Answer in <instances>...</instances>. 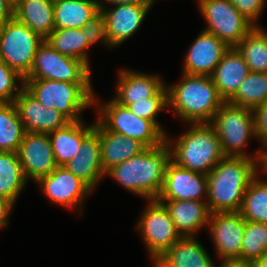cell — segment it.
I'll return each instance as SVG.
<instances>
[{"mask_svg":"<svg viewBox=\"0 0 267 267\" xmlns=\"http://www.w3.org/2000/svg\"><path fill=\"white\" fill-rule=\"evenodd\" d=\"M26 182L17 152L0 151V196L15 203Z\"/></svg>","mask_w":267,"mask_h":267,"instance_id":"obj_28","label":"cell"},{"mask_svg":"<svg viewBox=\"0 0 267 267\" xmlns=\"http://www.w3.org/2000/svg\"><path fill=\"white\" fill-rule=\"evenodd\" d=\"M267 253V224L246 221L240 260L253 263Z\"/></svg>","mask_w":267,"mask_h":267,"instance_id":"obj_34","label":"cell"},{"mask_svg":"<svg viewBox=\"0 0 267 267\" xmlns=\"http://www.w3.org/2000/svg\"><path fill=\"white\" fill-rule=\"evenodd\" d=\"M64 167L92 190L97 185L96 183L105 176L99 133L95 128L82 140L78 154Z\"/></svg>","mask_w":267,"mask_h":267,"instance_id":"obj_19","label":"cell"},{"mask_svg":"<svg viewBox=\"0 0 267 267\" xmlns=\"http://www.w3.org/2000/svg\"><path fill=\"white\" fill-rule=\"evenodd\" d=\"M190 127L173 142L166 137L171 160L182 168L207 175L225 157L219 138L210 123H191Z\"/></svg>","mask_w":267,"mask_h":267,"instance_id":"obj_4","label":"cell"},{"mask_svg":"<svg viewBox=\"0 0 267 267\" xmlns=\"http://www.w3.org/2000/svg\"><path fill=\"white\" fill-rule=\"evenodd\" d=\"M195 236L181 237L155 262V267H215Z\"/></svg>","mask_w":267,"mask_h":267,"instance_id":"obj_24","label":"cell"},{"mask_svg":"<svg viewBox=\"0 0 267 267\" xmlns=\"http://www.w3.org/2000/svg\"><path fill=\"white\" fill-rule=\"evenodd\" d=\"M83 34L90 46L100 40L104 45L108 46L105 34V21L101 10L85 24Z\"/></svg>","mask_w":267,"mask_h":267,"instance_id":"obj_37","label":"cell"},{"mask_svg":"<svg viewBox=\"0 0 267 267\" xmlns=\"http://www.w3.org/2000/svg\"><path fill=\"white\" fill-rule=\"evenodd\" d=\"M111 5L119 4H148V0H105Z\"/></svg>","mask_w":267,"mask_h":267,"instance_id":"obj_43","label":"cell"},{"mask_svg":"<svg viewBox=\"0 0 267 267\" xmlns=\"http://www.w3.org/2000/svg\"><path fill=\"white\" fill-rule=\"evenodd\" d=\"M94 129L83 120L70 122L64 128L48 133L57 166H65L79 152L82 140Z\"/></svg>","mask_w":267,"mask_h":267,"instance_id":"obj_25","label":"cell"},{"mask_svg":"<svg viewBox=\"0 0 267 267\" xmlns=\"http://www.w3.org/2000/svg\"><path fill=\"white\" fill-rule=\"evenodd\" d=\"M229 48L214 34L202 30L189 47L184 62V73L211 76Z\"/></svg>","mask_w":267,"mask_h":267,"instance_id":"obj_18","label":"cell"},{"mask_svg":"<svg viewBox=\"0 0 267 267\" xmlns=\"http://www.w3.org/2000/svg\"><path fill=\"white\" fill-rule=\"evenodd\" d=\"M116 97L113 100L127 107L131 103L153 97L165 84L158 75L122 69L119 72Z\"/></svg>","mask_w":267,"mask_h":267,"instance_id":"obj_21","label":"cell"},{"mask_svg":"<svg viewBox=\"0 0 267 267\" xmlns=\"http://www.w3.org/2000/svg\"><path fill=\"white\" fill-rule=\"evenodd\" d=\"M168 106L166 84L150 98L129 104L127 107L138 117L153 121L165 134L166 131L159 124L155 116Z\"/></svg>","mask_w":267,"mask_h":267,"instance_id":"obj_35","label":"cell"},{"mask_svg":"<svg viewBox=\"0 0 267 267\" xmlns=\"http://www.w3.org/2000/svg\"><path fill=\"white\" fill-rule=\"evenodd\" d=\"M267 148V147H266ZM264 148L263 150H261V158L259 163L261 164V167L263 166V170L262 172H265V174H267V149Z\"/></svg>","mask_w":267,"mask_h":267,"instance_id":"obj_44","label":"cell"},{"mask_svg":"<svg viewBox=\"0 0 267 267\" xmlns=\"http://www.w3.org/2000/svg\"><path fill=\"white\" fill-rule=\"evenodd\" d=\"M17 154L27 181L37 182L57 167L48 133L26 132Z\"/></svg>","mask_w":267,"mask_h":267,"instance_id":"obj_14","label":"cell"},{"mask_svg":"<svg viewBox=\"0 0 267 267\" xmlns=\"http://www.w3.org/2000/svg\"><path fill=\"white\" fill-rule=\"evenodd\" d=\"M14 17L44 39L55 29L53 0H16Z\"/></svg>","mask_w":267,"mask_h":267,"instance_id":"obj_26","label":"cell"},{"mask_svg":"<svg viewBox=\"0 0 267 267\" xmlns=\"http://www.w3.org/2000/svg\"><path fill=\"white\" fill-rule=\"evenodd\" d=\"M182 75L179 83L167 87L168 105L186 123H210L225 100L211 76Z\"/></svg>","mask_w":267,"mask_h":267,"instance_id":"obj_3","label":"cell"},{"mask_svg":"<svg viewBox=\"0 0 267 267\" xmlns=\"http://www.w3.org/2000/svg\"><path fill=\"white\" fill-rule=\"evenodd\" d=\"M24 88L47 108H54L70 122L82 120L80 113L98 103L92 84L47 79H24Z\"/></svg>","mask_w":267,"mask_h":267,"instance_id":"obj_5","label":"cell"},{"mask_svg":"<svg viewBox=\"0 0 267 267\" xmlns=\"http://www.w3.org/2000/svg\"><path fill=\"white\" fill-rule=\"evenodd\" d=\"M14 203L9 199L0 196V228L8 225L9 214L12 211Z\"/></svg>","mask_w":267,"mask_h":267,"instance_id":"obj_41","label":"cell"},{"mask_svg":"<svg viewBox=\"0 0 267 267\" xmlns=\"http://www.w3.org/2000/svg\"><path fill=\"white\" fill-rule=\"evenodd\" d=\"M210 124L216 131L225 156L261 158L260 150L253 157L244 151L249 139L252 136L256 137L253 109L225 102L215 113Z\"/></svg>","mask_w":267,"mask_h":267,"instance_id":"obj_6","label":"cell"},{"mask_svg":"<svg viewBox=\"0 0 267 267\" xmlns=\"http://www.w3.org/2000/svg\"><path fill=\"white\" fill-rule=\"evenodd\" d=\"M154 0H148V4H149V6H150V8L152 7V5L154 4Z\"/></svg>","mask_w":267,"mask_h":267,"instance_id":"obj_46","label":"cell"},{"mask_svg":"<svg viewBox=\"0 0 267 267\" xmlns=\"http://www.w3.org/2000/svg\"><path fill=\"white\" fill-rule=\"evenodd\" d=\"M240 107L254 109L267 102V73L249 72L236 93L227 101Z\"/></svg>","mask_w":267,"mask_h":267,"instance_id":"obj_32","label":"cell"},{"mask_svg":"<svg viewBox=\"0 0 267 267\" xmlns=\"http://www.w3.org/2000/svg\"><path fill=\"white\" fill-rule=\"evenodd\" d=\"M97 120L109 131L138 140L146 148L166 142L165 134L153 121L136 116L128 107L113 99L99 106Z\"/></svg>","mask_w":267,"mask_h":267,"instance_id":"obj_8","label":"cell"},{"mask_svg":"<svg viewBox=\"0 0 267 267\" xmlns=\"http://www.w3.org/2000/svg\"><path fill=\"white\" fill-rule=\"evenodd\" d=\"M219 267H253V265L250 262L241 261L238 259H231V260H221Z\"/></svg>","mask_w":267,"mask_h":267,"instance_id":"obj_42","label":"cell"},{"mask_svg":"<svg viewBox=\"0 0 267 267\" xmlns=\"http://www.w3.org/2000/svg\"><path fill=\"white\" fill-rule=\"evenodd\" d=\"M260 159L225 156L207 176L211 213L239 212L249 182L258 174Z\"/></svg>","mask_w":267,"mask_h":267,"instance_id":"obj_1","label":"cell"},{"mask_svg":"<svg viewBox=\"0 0 267 267\" xmlns=\"http://www.w3.org/2000/svg\"><path fill=\"white\" fill-rule=\"evenodd\" d=\"M25 133L15 103H0V151L17 152Z\"/></svg>","mask_w":267,"mask_h":267,"instance_id":"obj_31","label":"cell"},{"mask_svg":"<svg viewBox=\"0 0 267 267\" xmlns=\"http://www.w3.org/2000/svg\"><path fill=\"white\" fill-rule=\"evenodd\" d=\"M14 17V1L0 0V28Z\"/></svg>","mask_w":267,"mask_h":267,"instance_id":"obj_40","label":"cell"},{"mask_svg":"<svg viewBox=\"0 0 267 267\" xmlns=\"http://www.w3.org/2000/svg\"><path fill=\"white\" fill-rule=\"evenodd\" d=\"M37 184L48 199L64 207H81L87 194L92 191L64 166H57L49 175L40 178Z\"/></svg>","mask_w":267,"mask_h":267,"instance_id":"obj_16","label":"cell"},{"mask_svg":"<svg viewBox=\"0 0 267 267\" xmlns=\"http://www.w3.org/2000/svg\"><path fill=\"white\" fill-rule=\"evenodd\" d=\"M198 8L207 22L204 31L229 47H235L255 27L229 0H198Z\"/></svg>","mask_w":267,"mask_h":267,"instance_id":"obj_10","label":"cell"},{"mask_svg":"<svg viewBox=\"0 0 267 267\" xmlns=\"http://www.w3.org/2000/svg\"><path fill=\"white\" fill-rule=\"evenodd\" d=\"M14 103L26 132L49 133L70 123L62 113L54 108L45 107L24 87Z\"/></svg>","mask_w":267,"mask_h":267,"instance_id":"obj_17","label":"cell"},{"mask_svg":"<svg viewBox=\"0 0 267 267\" xmlns=\"http://www.w3.org/2000/svg\"><path fill=\"white\" fill-rule=\"evenodd\" d=\"M98 2L104 16L106 41L111 48L134 35L150 10L149 4H119L106 9L102 1Z\"/></svg>","mask_w":267,"mask_h":267,"instance_id":"obj_12","label":"cell"},{"mask_svg":"<svg viewBox=\"0 0 267 267\" xmlns=\"http://www.w3.org/2000/svg\"><path fill=\"white\" fill-rule=\"evenodd\" d=\"M94 128L99 133L102 167L105 173L146 148L138 140L107 130L98 120Z\"/></svg>","mask_w":267,"mask_h":267,"instance_id":"obj_22","label":"cell"},{"mask_svg":"<svg viewBox=\"0 0 267 267\" xmlns=\"http://www.w3.org/2000/svg\"><path fill=\"white\" fill-rule=\"evenodd\" d=\"M24 79L91 84V70L83 61L60 54L44 40L34 56L30 73Z\"/></svg>","mask_w":267,"mask_h":267,"instance_id":"obj_9","label":"cell"},{"mask_svg":"<svg viewBox=\"0 0 267 267\" xmlns=\"http://www.w3.org/2000/svg\"><path fill=\"white\" fill-rule=\"evenodd\" d=\"M207 176L182 168L170 160L166 167L164 184L158 201L170 200H197L203 194L207 196Z\"/></svg>","mask_w":267,"mask_h":267,"instance_id":"obj_15","label":"cell"},{"mask_svg":"<svg viewBox=\"0 0 267 267\" xmlns=\"http://www.w3.org/2000/svg\"><path fill=\"white\" fill-rule=\"evenodd\" d=\"M249 72L242 55L235 47H230L216 66L211 78L220 96L227 102Z\"/></svg>","mask_w":267,"mask_h":267,"instance_id":"obj_23","label":"cell"},{"mask_svg":"<svg viewBox=\"0 0 267 267\" xmlns=\"http://www.w3.org/2000/svg\"><path fill=\"white\" fill-rule=\"evenodd\" d=\"M245 220L239 212H214L209 219L216 254L221 260H240Z\"/></svg>","mask_w":267,"mask_h":267,"instance_id":"obj_13","label":"cell"},{"mask_svg":"<svg viewBox=\"0 0 267 267\" xmlns=\"http://www.w3.org/2000/svg\"><path fill=\"white\" fill-rule=\"evenodd\" d=\"M148 201V206L136 227L140 230L148 253L155 262L181 238V235L177 232L165 206L157 199Z\"/></svg>","mask_w":267,"mask_h":267,"instance_id":"obj_11","label":"cell"},{"mask_svg":"<svg viewBox=\"0 0 267 267\" xmlns=\"http://www.w3.org/2000/svg\"><path fill=\"white\" fill-rule=\"evenodd\" d=\"M255 135L262 143V147H267V102L253 109Z\"/></svg>","mask_w":267,"mask_h":267,"instance_id":"obj_39","label":"cell"},{"mask_svg":"<svg viewBox=\"0 0 267 267\" xmlns=\"http://www.w3.org/2000/svg\"><path fill=\"white\" fill-rule=\"evenodd\" d=\"M45 41L60 54L81 60L90 68L87 54L90 45L83 34V28L54 29Z\"/></svg>","mask_w":267,"mask_h":267,"instance_id":"obj_30","label":"cell"},{"mask_svg":"<svg viewBox=\"0 0 267 267\" xmlns=\"http://www.w3.org/2000/svg\"><path fill=\"white\" fill-rule=\"evenodd\" d=\"M234 7L254 26L265 6L266 0H229Z\"/></svg>","mask_w":267,"mask_h":267,"instance_id":"obj_38","label":"cell"},{"mask_svg":"<svg viewBox=\"0 0 267 267\" xmlns=\"http://www.w3.org/2000/svg\"><path fill=\"white\" fill-rule=\"evenodd\" d=\"M235 48L242 55L250 72L267 73V32L255 26Z\"/></svg>","mask_w":267,"mask_h":267,"instance_id":"obj_29","label":"cell"},{"mask_svg":"<svg viewBox=\"0 0 267 267\" xmlns=\"http://www.w3.org/2000/svg\"><path fill=\"white\" fill-rule=\"evenodd\" d=\"M170 160L171 150L165 142L158 147L145 148L108 170L105 175L116 180L126 190L146 200H153L160 195Z\"/></svg>","mask_w":267,"mask_h":267,"instance_id":"obj_2","label":"cell"},{"mask_svg":"<svg viewBox=\"0 0 267 267\" xmlns=\"http://www.w3.org/2000/svg\"><path fill=\"white\" fill-rule=\"evenodd\" d=\"M17 80L21 85L19 89L16 85ZM23 87L24 78L0 60V103L14 102Z\"/></svg>","mask_w":267,"mask_h":267,"instance_id":"obj_36","label":"cell"},{"mask_svg":"<svg viewBox=\"0 0 267 267\" xmlns=\"http://www.w3.org/2000/svg\"><path fill=\"white\" fill-rule=\"evenodd\" d=\"M44 38L15 17L0 28V60L25 78Z\"/></svg>","mask_w":267,"mask_h":267,"instance_id":"obj_7","label":"cell"},{"mask_svg":"<svg viewBox=\"0 0 267 267\" xmlns=\"http://www.w3.org/2000/svg\"><path fill=\"white\" fill-rule=\"evenodd\" d=\"M253 267H267V253L252 263Z\"/></svg>","mask_w":267,"mask_h":267,"instance_id":"obj_45","label":"cell"},{"mask_svg":"<svg viewBox=\"0 0 267 267\" xmlns=\"http://www.w3.org/2000/svg\"><path fill=\"white\" fill-rule=\"evenodd\" d=\"M167 209L181 237L196 236V232L209 224L211 211L206 201L170 200L159 201Z\"/></svg>","mask_w":267,"mask_h":267,"instance_id":"obj_20","label":"cell"},{"mask_svg":"<svg viewBox=\"0 0 267 267\" xmlns=\"http://www.w3.org/2000/svg\"><path fill=\"white\" fill-rule=\"evenodd\" d=\"M99 11L98 0L54 1L55 29L83 28Z\"/></svg>","mask_w":267,"mask_h":267,"instance_id":"obj_27","label":"cell"},{"mask_svg":"<svg viewBox=\"0 0 267 267\" xmlns=\"http://www.w3.org/2000/svg\"><path fill=\"white\" fill-rule=\"evenodd\" d=\"M239 213L245 221L267 224V182L257 175L249 182Z\"/></svg>","mask_w":267,"mask_h":267,"instance_id":"obj_33","label":"cell"}]
</instances>
